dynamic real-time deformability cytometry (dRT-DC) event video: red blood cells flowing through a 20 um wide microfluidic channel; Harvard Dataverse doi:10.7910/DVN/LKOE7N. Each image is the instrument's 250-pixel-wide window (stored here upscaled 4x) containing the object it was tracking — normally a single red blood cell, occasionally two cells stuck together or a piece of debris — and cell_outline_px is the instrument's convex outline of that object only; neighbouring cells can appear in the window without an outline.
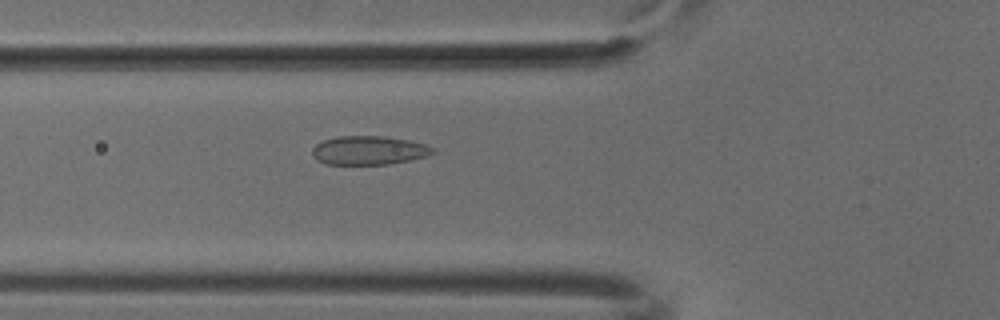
{"species": "common noctule bat (a hibernating species)", "species_latin": "Nyctalus noctula", "temperature_condition": "cold", "stored_images_in_passage": 50, "camera_frame_rate_fps": 3000, "um_per_image_px": 0.085, "animal": {"sex": "male", "body_mass_g": 18.8}, "frame": {"image": 1, "passage_image": 18, "time_ms": 5.667, "image_size_px": [1000, 320], "cell_outline_px": [[436, 152], [428, 156], [388, 164], [324, 164], [316, 160], [312, 156], [312, 148], [316, 144], [324, 140], [336, 136], [384, 136], [408, 140], [424, 144], [436, 148]], "centroid_in_image_um": [31.34, 12.78], "position_along_channel_um": 94.5, "area_um2": 20.35}}
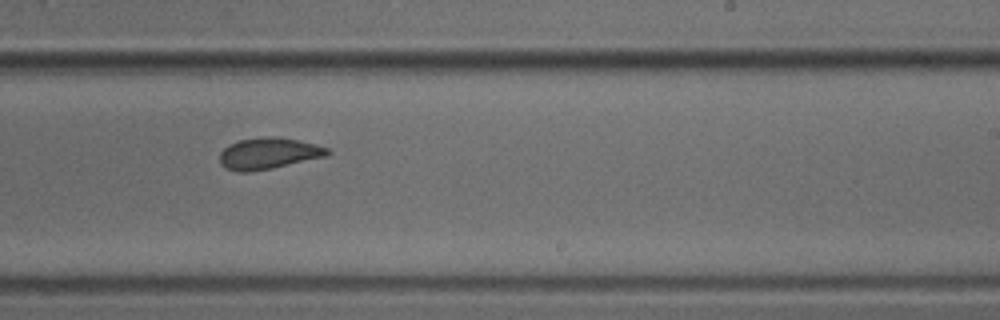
{"frame": {"image": 2, "passage_image": 31, "time_ms": 10.0, "image_size_px": [1000, 320], "cell_outline_px": [[332, 152], [328, 156], [272, 168], [248, 172], [236, 172], [224, 168], [220, 164], [220, 152], [228, 144], [240, 140], [296, 140], [316, 144], [328, 148]], "centroid_in_image_um": [22.81, 13.11], "position_along_channel_um": 266.2, "area_um2": 18.9}}
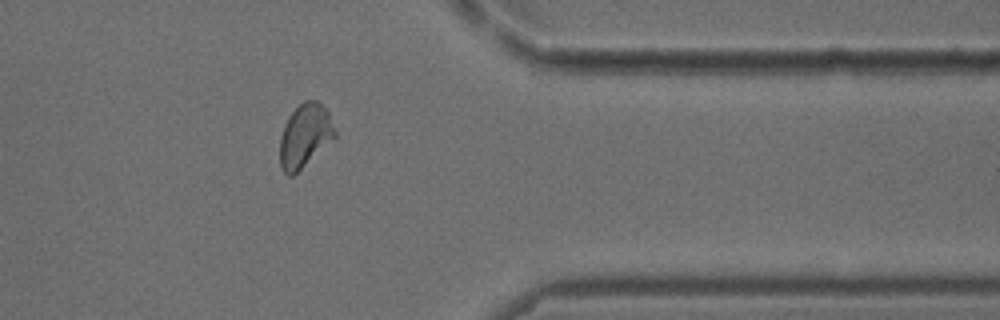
{"frame": {"image": 3, "passage_image": 41, "time_ms": 13.333, "image_size_px": [1000, 320], "cell_outline_px": [[336, 136], [292, 176], [288, 176], [280, 168], [280, 136], [284, 124], [288, 116], [304, 100], [320, 100], [328, 112], [336, 132]], "centroid_in_image_um": [25.9, 11.5], "position_along_channel_um": 385.5, "area_um2": 20.17}}